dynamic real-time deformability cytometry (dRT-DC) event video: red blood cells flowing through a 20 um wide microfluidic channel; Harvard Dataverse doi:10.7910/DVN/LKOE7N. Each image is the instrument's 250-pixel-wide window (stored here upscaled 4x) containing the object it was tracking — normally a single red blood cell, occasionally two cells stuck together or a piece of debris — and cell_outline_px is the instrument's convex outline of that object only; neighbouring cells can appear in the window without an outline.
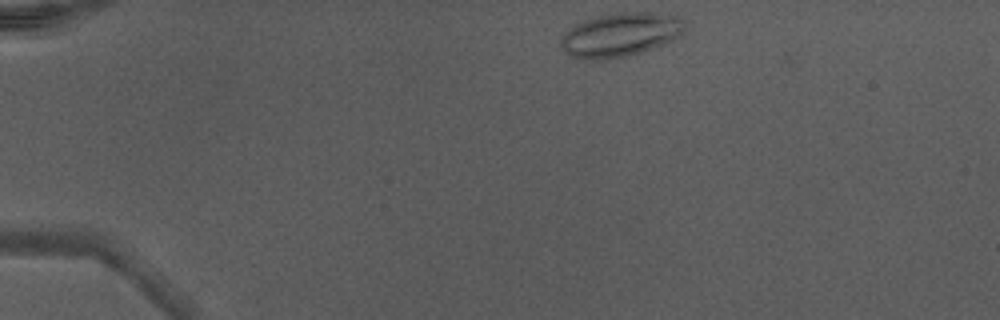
{"species": "Egyptian fruit bat (a non-hibernating species)", "species_latin": "Rousettus aegyptiacus", "temperature_condition": "warm", "stored_images_in_passage": 40, "camera_frame_rate_fps": 3000, "um_per_image_px": 0.085, "animal": {"sex": "male"}, "frame": {"image": 1, "passage_image": 1, "time_ms": 0.0, "image_size_px": [1000, 320], "cell_outline_px": [[684, 28], [680, 36], [640, 52], [628, 56], [608, 60], [584, 60], [568, 56], [560, 48], [560, 40], [564, 32], [576, 24], [584, 20], [600, 16], [620, 12], [652, 12], [680, 16], [684, 20]], "centroid_in_image_um": [52.67, 2.96], "position_along_channel_um": 32.3, "area_um2": 31.85}}
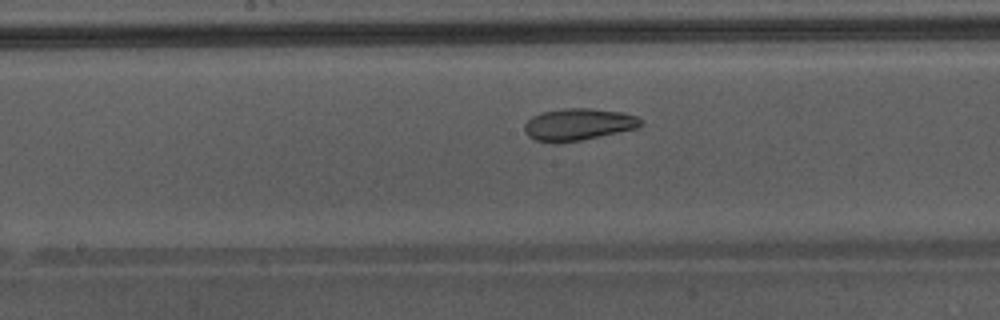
{"frame": {"image": 2, "passage_image": 18, "time_ms": 5.667, "image_size_px": [1000, 320], "cell_outline_px": [[644, 124], [636, 128], [580, 140], [532, 140], [524, 132], [524, 124], [532, 116], [540, 112], [564, 108], [592, 108], [624, 112], [636, 116], [644, 120]], "centroid_in_image_um": [49.18, 10.53], "position_along_channel_um": 199.0, "area_um2": 21.33}}
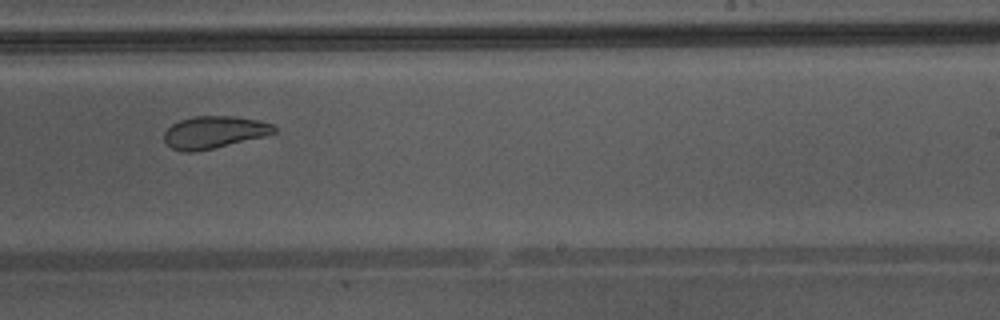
{"frame": {"image": 3, "passage_image": 23, "time_ms": 7.333, "image_size_px": [1000, 320], "cell_outline_px": [[276, 132], [264, 136], [196, 152], [180, 152], [172, 148], [164, 140], [164, 132], [172, 124], [180, 120], [196, 116], [232, 116], [260, 120], [272, 124], [276, 128]], "centroid_in_image_um": [18.18, 11.24], "position_along_channel_um": 270.8, "area_um2": 20.58}, "authors_computed_cell_mechanics": {"area_um2": 24.1604, "velocity_mm_per_s": 4.3183, "shape_relaxation_time_tau1_ms": null, "shape_relaxation_time_tau2_ms": 2.0746, "deformation_change_tau1": null, "deformation_change_tau2": 0.0857}}